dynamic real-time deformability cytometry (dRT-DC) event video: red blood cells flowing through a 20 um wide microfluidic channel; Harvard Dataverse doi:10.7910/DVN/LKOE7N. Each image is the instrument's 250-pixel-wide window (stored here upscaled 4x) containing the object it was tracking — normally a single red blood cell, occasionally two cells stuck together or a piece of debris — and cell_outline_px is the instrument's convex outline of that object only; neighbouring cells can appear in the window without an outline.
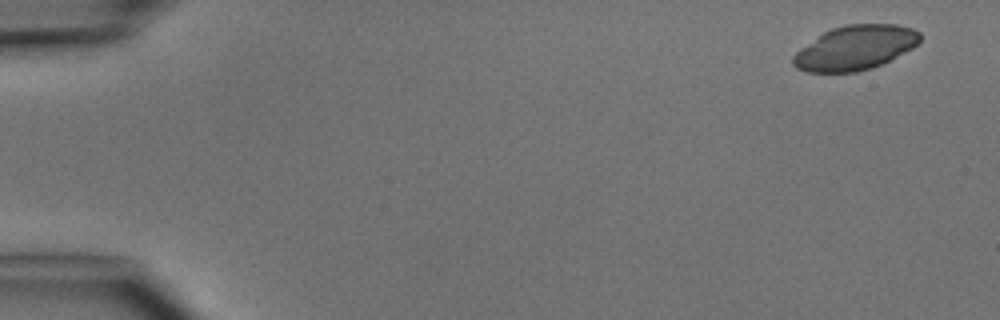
{"species": "common noctule bat (a hibernating species)", "species_latin": "Nyctalus noctula", "temperature_condition": "cold", "stored_images_in_passage": 4, "camera_frame_rate_fps": 3000, "um_per_image_px": 0.085, "animal": {"sex": "male", "body_mass_g": 15.6}, "frame": {"image": 1, "passage_image": 1, "time_ms": 0.0, "image_size_px": [1000, 320], "cell_outline_px": [[920, 40], [912, 48], [872, 68], [856, 72], [808, 72], [796, 68], [792, 64], [792, 56], [800, 48], [824, 32], [832, 28], [848, 24], [896, 24], [912, 28], [920, 32]], "centroid_in_image_um": [72.66, 4.06], "position_along_channel_um": 12.3, "area_um2": 32.6}}